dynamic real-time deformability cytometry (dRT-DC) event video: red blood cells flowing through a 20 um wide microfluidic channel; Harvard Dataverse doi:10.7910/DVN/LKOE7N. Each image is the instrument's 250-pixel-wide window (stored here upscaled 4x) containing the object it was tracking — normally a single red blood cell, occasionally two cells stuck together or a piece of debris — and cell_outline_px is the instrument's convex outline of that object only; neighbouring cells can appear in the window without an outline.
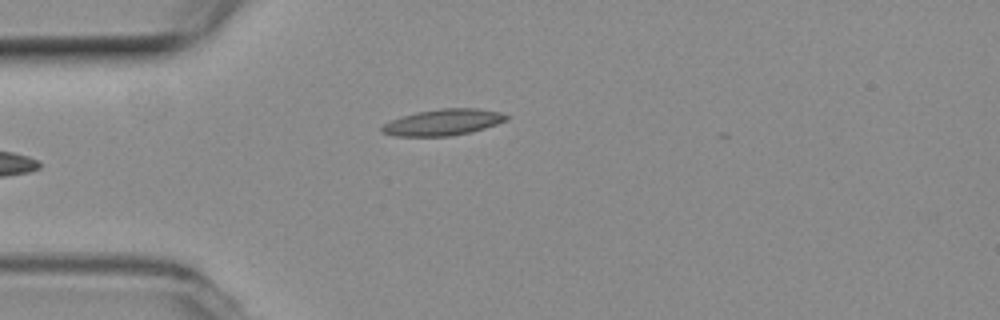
{"species": "common noctule bat (a hibernating species)", "species_latin": "Nyctalus noctula", "temperature_condition": "room temperature", "stored_images_in_passage": 17, "camera_frame_rate_fps": 3000, "um_per_image_px": 0.085, "animal": {"sex": "female", "body_mass_g": 19.3, "forearm_length_mm": 54.1}, "frame": {"image": 1, "passage_image": 1, "time_ms": 0.0, "image_size_px": [1000, 320], "cell_outline_px": [[508, 116], [504, 120], [496, 124], [472, 132], [452, 136], [396, 136], [380, 132], [380, 128], [384, 124], [392, 120], [404, 116], [420, 112], [440, 108], [476, 108], [500, 112]], "centroid_in_image_um": [37.65, 10.4], "position_along_channel_um": 47.4, "area_um2": 18.79}}
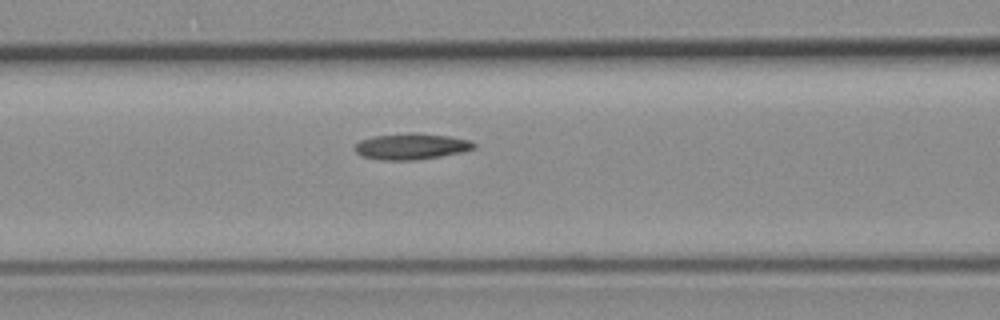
{"frame": {"image": 2, "passage_image": 9, "time_ms": 2.667, "image_size_px": [1000, 320], "cell_outline_px": [[476, 148], [464, 152], [416, 160], [380, 160], [364, 156], [356, 152], [356, 144], [360, 140], [372, 136], [412, 132], [416, 132], [448, 136], [472, 140], [476, 144]], "centroid_in_image_um": [35.01, 12.43], "position_along_channel_um": 131.6, "area_um2": 18.26}}
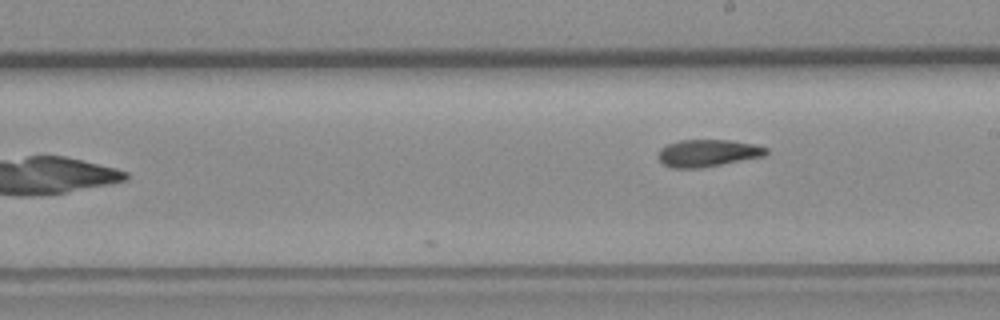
{"frame": {"image": 3, "passage_image": 17, "time_ms": 5.333, "image_size_px": [1000, 320], "cell_outline_px": [[768, 152], [764, 156], [700, 168], [672, 168], [664, 164], [660, 160], [660, 148], [668, 144], [680, 140], [728, 140], [756, 144], [768, 148]], "centroid_in_image_um": [60.19, 13.0], "position_along_channel_um": 228.8, "area_um2": 16.94}}